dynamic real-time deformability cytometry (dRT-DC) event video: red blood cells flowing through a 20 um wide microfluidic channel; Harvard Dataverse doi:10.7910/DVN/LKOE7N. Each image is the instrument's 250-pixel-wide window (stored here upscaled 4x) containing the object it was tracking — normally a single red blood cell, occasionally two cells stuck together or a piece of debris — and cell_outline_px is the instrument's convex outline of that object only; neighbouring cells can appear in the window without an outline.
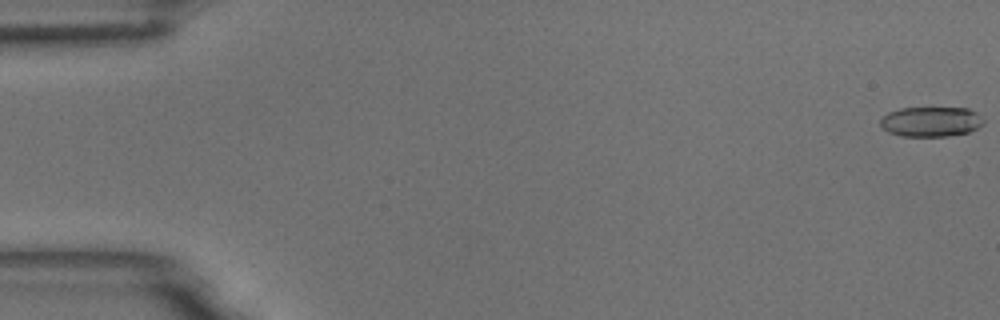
{"species": "common noctule bat (a hibernating species)", "species_latin": "Nyctalus noctula", "temperature_condition": "room temperature", "stored_images_in_passage": 6, "camera_frame_rate_fps": 3000, "um_per_image_px": 0.085, "animal": {"sex": "male", "body_mass_g": 18.8}, "frame": {"image": 1, "passage_image": 1, "time_ms": 0.0, "image_size_px": [1000, 320], "cell_outline_px": [[984, 124], [968, 132], [948, 136], [900, 136], [888, 132], [880, 128], [880, 120], [888, 112], [900, 108], [968, 108], [976, 112], [984, 120]], "centroid_in_image_um": [79.1, 10.34], "position_along_channel_um": 5.9, "area_um2": 18.09}}
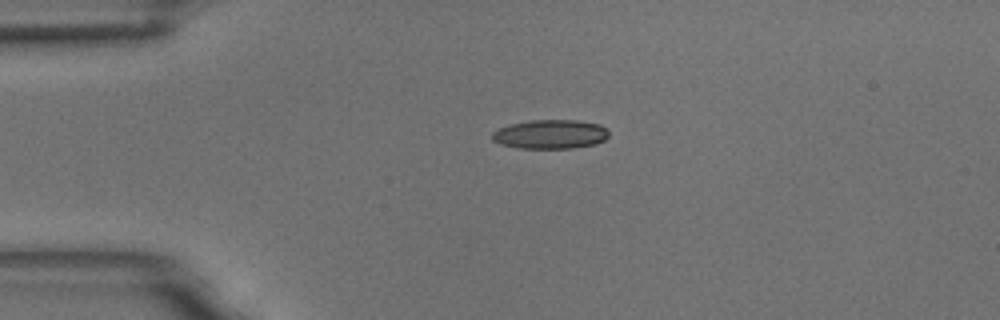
{"frame": {"image": 2, "passage_image": 4, "time_ms": 1.0, "image_size_px": [1000, 320], "cell_outline_px": [[608, 136], [604, 140], [596, 144], [572, 148], [520, 148], [500, 144], [492, 140], [492, 132], [500, 128], [512, 124], [532, 120], [576, 120], [600, 124], [608, 132]], "centroid_in_image_um": [46.79, 11.41], "position_along_channel_um": 38.2, "area_um2": 19.65}}
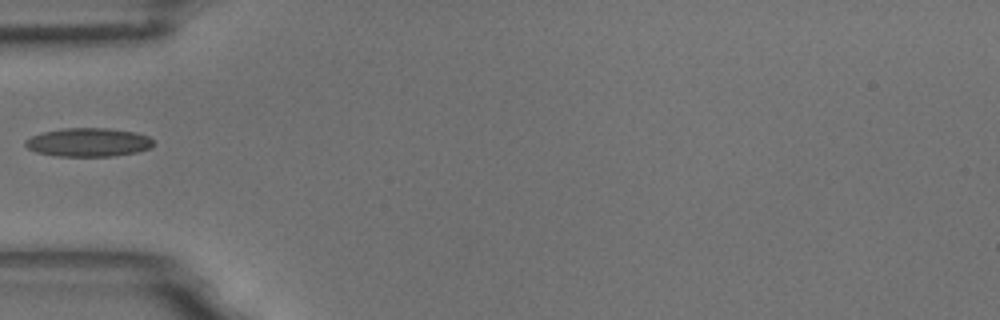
{"frame": {"image": 3, "passage_image": 6, "time_ms": 1.667, "image_size_px": [1000, 320], "cell_outline_px": [[156, 144], [148, 148], [136, 152], [112, 156], [56, 156], [36, 152], [28, 148], [24, 144], [24, 140], [32, 136], [44, 132], [60, 128], [108, 128], [136, 132], [148, 136]], "centroid_in_image_um": [7.5, 12.09], "position_along_channel_um": 77.5, "area_um2": 21.39}}